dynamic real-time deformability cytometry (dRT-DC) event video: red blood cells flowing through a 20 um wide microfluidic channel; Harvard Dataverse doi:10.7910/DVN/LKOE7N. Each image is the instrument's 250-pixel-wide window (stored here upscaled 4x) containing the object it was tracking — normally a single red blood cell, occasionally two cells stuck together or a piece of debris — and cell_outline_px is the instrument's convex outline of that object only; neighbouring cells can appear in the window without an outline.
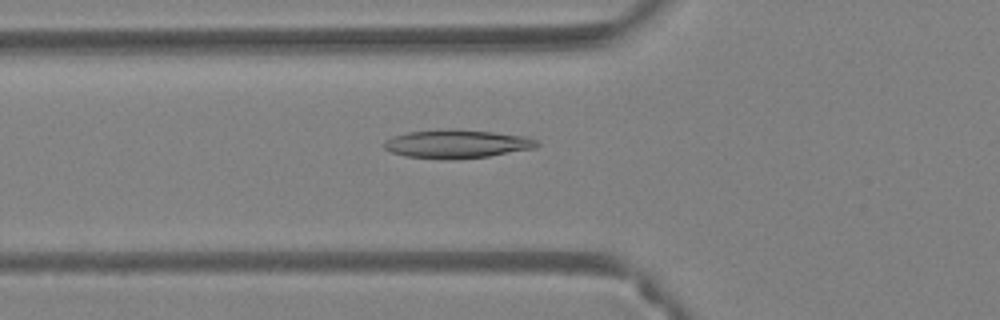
{"species": "Egyptian fruit bat (a non-hibernating species)", "species_latin": "Rousettus aegyptiacus", "temperature_condition": "warm", "stored_images_in_passage": 37, "camera_frame_rate_fps": 3000, "um_per_image_px": 0.085, "animal": {"sex": "female"}, "frame": {"image": 1, "passage_image": 5, "time_ms": 1.333, "image_size_px": [1000, 320], "cell_outline_px": [[540, 144], [536, 148], [488, 156], [448, 160], [408, 156], [392, 152], [384, 148], [384, 140], [408, 132], [448, 128], [492, 132], [524, 136], [536, 140]], "centroid_in_image_um": [38.84, 12.23], "position_along_channel_um": 87.0, "area_um2": 25.2}}
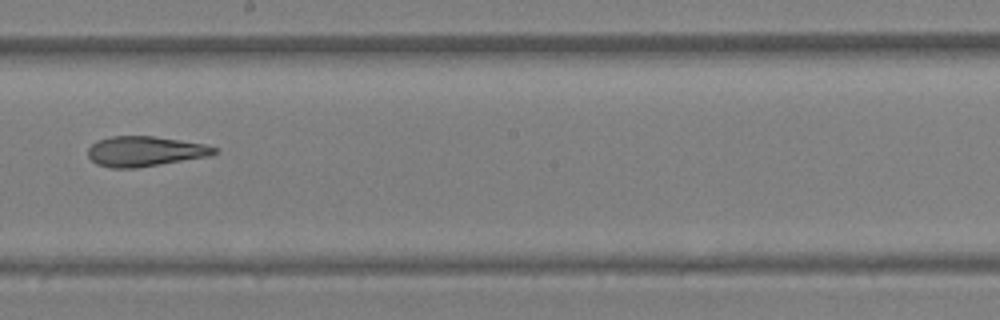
{"frame": {"image": 2, "passage_image": 16, "time_ms": 5.0, "image_size_px": [1000, 320], "cell_outline_px": [[216, 152], [212, 156], [136, 168], [112, 168], [96, 164], [88, 156], [88, 148], [96, 140], [112, 136], [152, 136], [204, 144], [216, 148]], "centroid_in_image_um": [12.3, 12.87], "position_along_channel_um": 235.9, "area_um2": 22.14}}
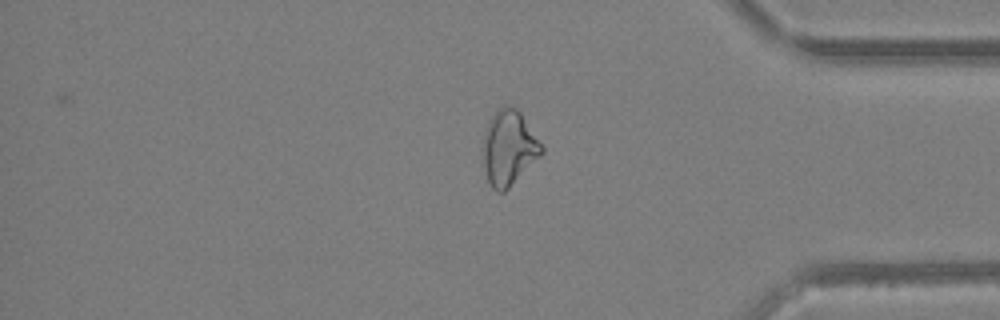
{"frame": {"image": 3, "passage_image": 29, "time_ms": 9.333, "image_size_px": [1000, 320], "cell_outline_px": [[544, 152], [504, 192], [496, 192], [492, 188], [488, 180], [484, 168], [480, 148], [488, 124], [492, 116], [504, 104], [516, 108], [520, 112], [544, 148]], "centroid_in_image_um": [43.22, 12.58], "position_along_channel_um": 392.0, "area_um2": 25.43}, "authors_computed_cell_mechanics": {"area_um2": 23.4668, "velocity_mm_per_s": 4.0486, "shape_relaxation_time_tau1_ms": null, "shape_relaxation_time_tau2_ms": 3.2083, "deformation_change_tau1": null, "deformation_change_tau2": 0.1135}}